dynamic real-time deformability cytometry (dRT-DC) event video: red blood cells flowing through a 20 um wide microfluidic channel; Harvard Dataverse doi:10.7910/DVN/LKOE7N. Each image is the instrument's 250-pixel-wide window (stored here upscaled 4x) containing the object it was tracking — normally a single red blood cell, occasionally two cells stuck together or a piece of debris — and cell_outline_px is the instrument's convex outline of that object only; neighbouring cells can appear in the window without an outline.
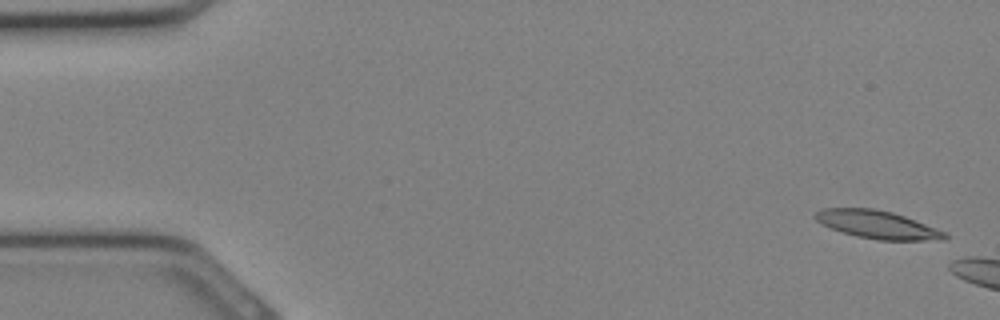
{"species": "Egyptian fruit bat (a non-hibernating species)", "species_latin": "Rousettus aegyptiacus", "temperature_condition": "cold", "stored_images_in_passage": 4, "camera_frame_rate_fps": 3000, "um_per_image_px": 0.085, "animal": {"sex": "female"}, "frame": {"image": 1, "passage_image": 1, "time_ms": 0.0, "image_size_px": [1000, 320], "cell_outline_px": [[948, 236], [944, 240], [880, 240], [856, 236], [820, 224], [812, 216], [816, 212], [824, 208], [872, 208], [892, 212], [904, 216], [944, 232]], "centroid_in_image_um": [74.53, 19.09], "position_along_channel_um": 10.5, "area_um2": 20.81}}